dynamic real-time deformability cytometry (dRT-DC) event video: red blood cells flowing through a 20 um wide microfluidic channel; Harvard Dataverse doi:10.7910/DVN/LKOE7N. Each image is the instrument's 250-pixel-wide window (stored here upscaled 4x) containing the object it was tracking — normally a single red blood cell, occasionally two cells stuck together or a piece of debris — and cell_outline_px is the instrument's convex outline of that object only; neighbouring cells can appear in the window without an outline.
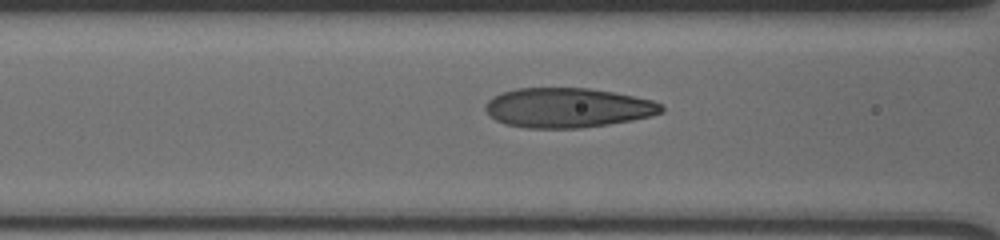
{"species": "human", "species_latin": "Homo sapiens", "temperature_condition": "cold", "stored_images_in_passage": 31, "camera_frame_rate_fps": 3000, "um_per_image_px": 0.085, "donor": {"sex": "male"}, "frame": {"image": 1, "passage_image": 25, "time_ms": 8.0, "image_size_px": [1000, 240], "cell_outline_px": [[664, 112], [632, 120], [608, 124], [580, 128], [528, 128], [504, 124], [496, 120], [484, 108], [484, 104], [492, 96], [516, 88], [588, 88], [612, 92], [652, 100], [660, 104], [664, 108]], "centroid_in_image_um": [48.22, 9.16], "position_along_channel_um": 118.4, "area_um2": 40.52}}
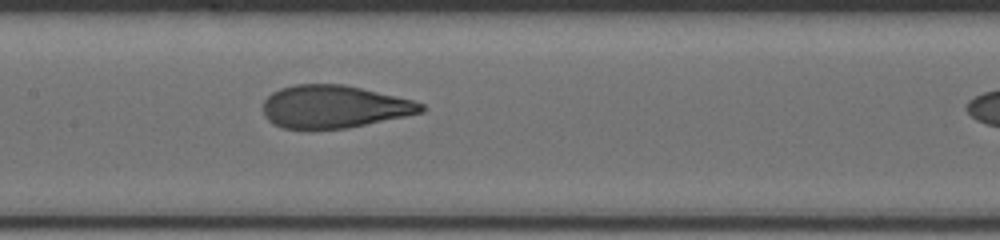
{"frame": {"image": 2, "passage_image": 30, "time_ms": 9.667, "image_size_px": [1000, 240], "cell_outline_px": [[424, 112], [348, 128], [284, 128], [272, 124], [264, 116], [264, 100], [272, 92], [280, 88], [296, 84], [344, 84], [412, 100], [424, 104]], "centroid_in_image_um": [28.38, 9.06], "position_along_channel_um": 179.0, "area_um2": 39.07}}